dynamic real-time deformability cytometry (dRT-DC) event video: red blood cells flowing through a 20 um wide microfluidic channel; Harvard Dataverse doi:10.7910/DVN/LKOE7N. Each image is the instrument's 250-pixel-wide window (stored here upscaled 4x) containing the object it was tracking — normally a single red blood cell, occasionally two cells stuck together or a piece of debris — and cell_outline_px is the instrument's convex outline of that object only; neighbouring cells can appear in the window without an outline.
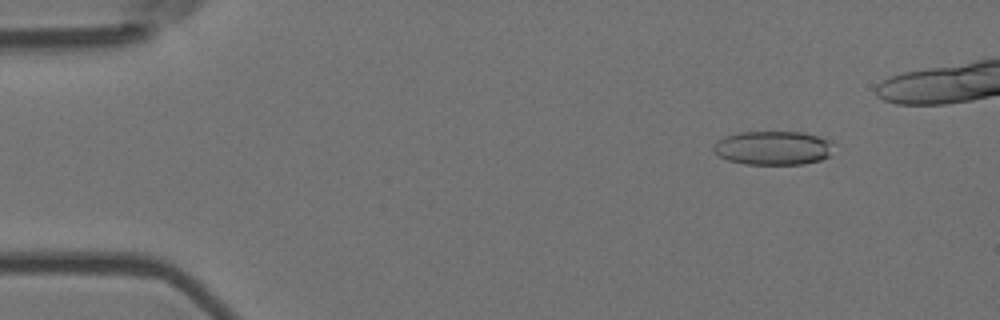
{"species": "Egyptian fruit bat (a non-hibernating species)", "species_latin": "Rousettus aegyptiacus", "temperature_condition": "room temperature", "stored_images_in_passage": 49, "camera_frame_rate_fps": 3000, "um_per_image_px": 0.085, "animal": {"sex": "female"}, "frame": {"image": 1, "passage_image": 6, "time_ms": 1.667, "image_size_px": [1000, 320], "cell_outline_px": [[832, 140], [828, 156], [820, 160], [804, 164], [744, 164], [728, 160], [720, 156], [712, 148], [716, 140], [724, 136], [740, 132], [804, 132]], "centroid_in_image_um": [65.68, 12.57], "position_along_channel_um": 19.3, "area_um2": 23.7}}
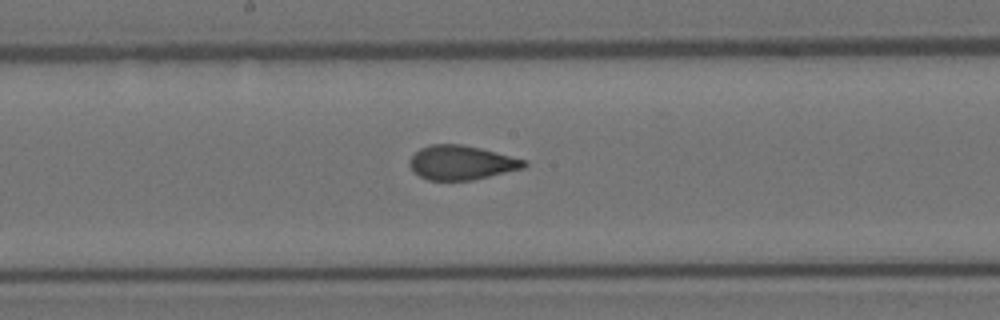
{"frame": {"image": 2, "passage_image": 29, "time_ms": 9.333, "image_size_px": [1000, 320], "cell_outline_px": [[528, 164], [524, 168], [472, 180], [428, 180], [412, 172], [408, 164], [408, 160], [420, 148], [428, 144], [460, 144], [480, 148], [528, 160]], "centroid_in_image_um": [39.2, 13.82], "position_along_channel_um": 209.0, "area_um2": 23.0}}
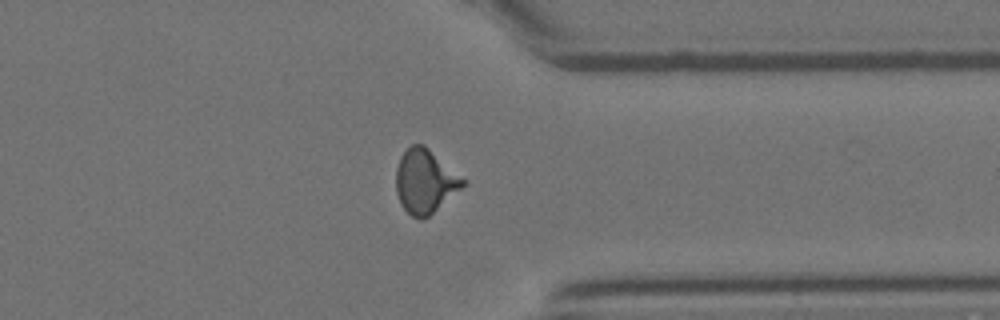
{"frame": {"image": 3, "passage_image": 43, "time_ms": 14.0, "image_size_px": [1000, 320], "cell_outline_px": [[468, 184], [428, 216], [412, 216], [404, 208], [396, 192], [396, 168], [400, 156], [412, 144], [424, 144], [468, 180]], "centroid_in_image_um": [36.18, 15.36], "position_along_channel_um": 375.2, "area_um2": 24.91}, "authors_computed_cell_mechanics": {"area_um2": 23.6402, "velocity_mm_per_s": 3.6605, "shape_relaxation_time_tau1_ms": 9.0754, "shape_relaxation_time_tau2_ms": 1.1598, "deformation_change_tau1": 0.1941, "deformation_change_tau2": 0.0794}}